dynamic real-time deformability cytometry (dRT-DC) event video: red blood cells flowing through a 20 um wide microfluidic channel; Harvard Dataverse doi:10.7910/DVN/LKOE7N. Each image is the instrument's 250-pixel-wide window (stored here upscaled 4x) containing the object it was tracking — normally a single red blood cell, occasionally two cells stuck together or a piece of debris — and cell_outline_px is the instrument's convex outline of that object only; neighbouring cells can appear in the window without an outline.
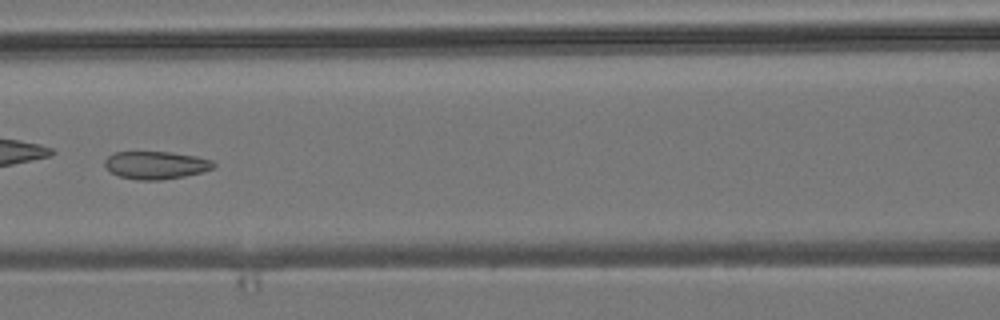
{"species": "common noctule bat (a hibernating species)", "species_latin": "Nyctalus noctula", "temperature_condition": "room temperature", "stored_images_in_passage": 4, "camera_frame_rate_fps": 3000, "um_per_image_px": 0.085, "animal": {"sex": "male", "body_mass_g": 19.2, "forearm_length_mm": 51.8}, "frame": {"image": 1, "passage_image": 4, "time_ms": 3.333, "image_size_px": [1000, 320], "cell_outline_px": [[216, 168], [184, 176], [160, 180], [140, 180], [120, 176], [112, 172], [104, 164], [104, 160], [108, 156], [116, 152], [172, 152], [196, 156], [212, 160], [216, 164]], "centroid_in_image_um": [13.29, 14.03], "position_along_channel_um": 153.3, "area_um2": 17.51}}